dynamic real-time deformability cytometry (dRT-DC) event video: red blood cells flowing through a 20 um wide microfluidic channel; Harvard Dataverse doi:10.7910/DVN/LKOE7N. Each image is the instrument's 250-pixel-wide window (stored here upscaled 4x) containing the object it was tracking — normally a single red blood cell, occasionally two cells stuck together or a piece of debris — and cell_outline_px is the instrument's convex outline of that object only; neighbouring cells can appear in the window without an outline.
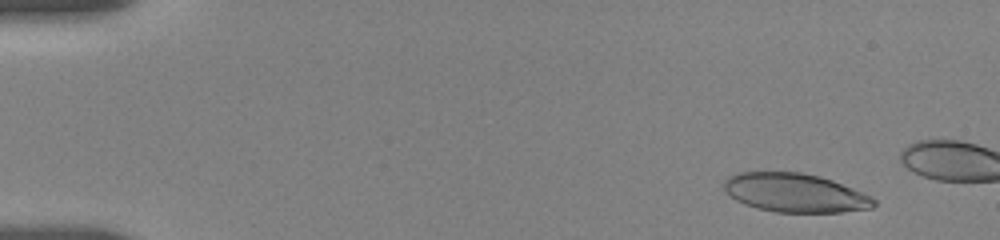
{"species": "human", "species_latin": "Homo sapiens", "temperature_condition": "room temperature", "stored_images_in_passage": 8, "camera_frame_rate_fps": 3000, "um_per_image_px": 0.085, "donor": {"sex": "female"}, "frame": {"image": 1, "passage_image": 3, "time_ms": 1.333, "image_size_px": [1000, 240], "cell_outline_px": [[876, 204], [872, 208], [840, 212], [776, 212], [756, 208], [744, 204], [736, 200], [724, 188], [724, 180], [728, 176], [740, 172], [800, 172], [820, 176], [832, 180], [872, 196], [876, 200]], "centroid_in_image_um": [67.59, 16.39], "position_along_channel_um": 17.4, "area_um2": 33.81}}